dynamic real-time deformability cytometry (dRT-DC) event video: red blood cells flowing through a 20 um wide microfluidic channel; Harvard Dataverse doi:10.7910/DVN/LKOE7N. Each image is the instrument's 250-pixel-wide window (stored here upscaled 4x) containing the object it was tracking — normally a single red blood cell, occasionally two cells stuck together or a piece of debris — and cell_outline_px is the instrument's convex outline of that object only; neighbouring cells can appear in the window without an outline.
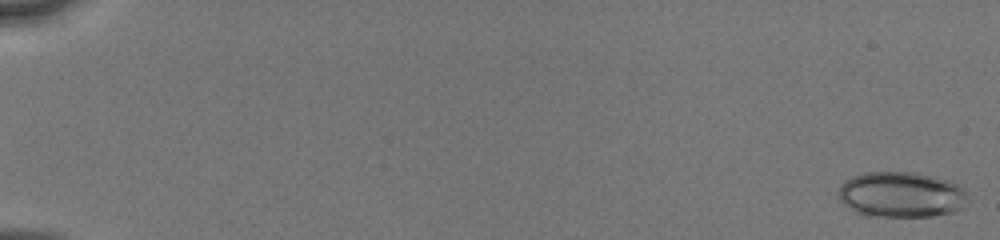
{"species": "human", "species_latin": "Homo sapiens", "temperature_condition": "cold", "stored_images_in_passage": 55, "camera_frame_rate_fps": 3000, "um_per_image_px": 0.085, "donor": {"sex": "male"}, "frame": {"image": 1, "passage_image": 1, "time_ms": 0.0, "image_size_px": [1000, 240], "cell_outline_px": [[968, 200], [964, 208], [952, 212], [932, 216], [860, 216], [844, 204], [836, 196], [840, 184], [844, 180], [852, 176], [864, 172], [916, 172], [936, 176], [960, 184], [964, 188]], "centroid_in_image_um": [76.59, 16.53], "position_along_channel_um": 8.4, "area_um2": 35.14}}
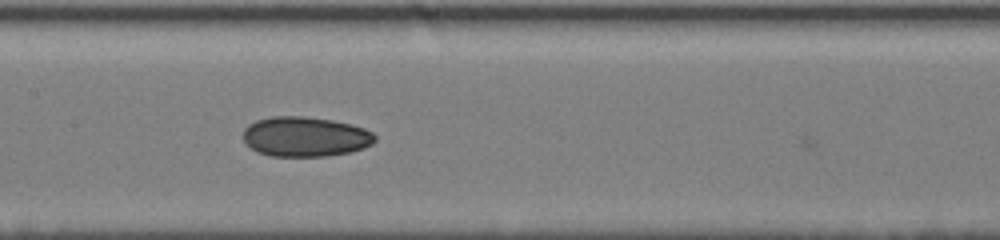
{"frame": {"image": 2, "passage_image": 22, "time_ms": 9.0, "image_size_px": [1000, 240], "cell_outline_px": [[376, 140], [372, 144], [364, 148], [352, 152], [328, 156], [272, 156], [256, 152], [244, 140], [244, 128], [248, 124], [256, 120], [272, 116], [304, 116], [332, 120], [352, 124], [364, 128], [372, 132], [376, 136]], "centroid_in_image_um": [25.97, 11.61], "position_along_channel_um": 181.4, "area_um2": 30.87}}
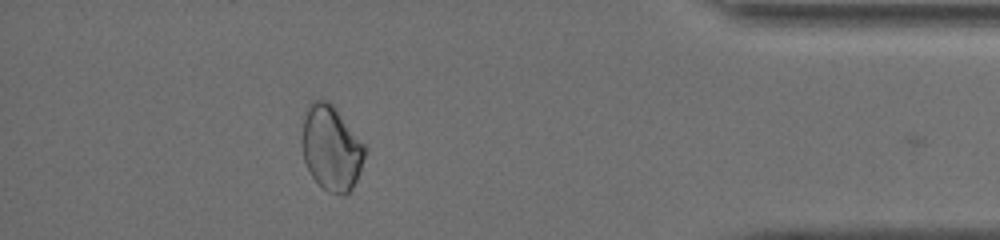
{"frame": {"image": 3, "passage_image": 46, "time_ms": 15.333, "image_size_px": [1000, 240], "cell_outline_px": [[368, 148], [360, 172], [352, 188], [344, 196], [340, 196], [328, 192], [312, 176], [304, 160], [300, 140], [304, 120], [308, 104], [312, 100], [328, 100], [332, 104]], "centroid_in_image_um": [28.16, 12.59], "position_along_channel_um": 407.0, "area_um2": 31.33}, "authors_computed_cell_mechanics": {"area_um2": 30.8652, "velocity_mm_per_s": 4.116, "shape_relaxation_time_tau1_ms": null, "shape_relaxation_time_tau2_ms": 4.5683, "deformation_change_tau1": null, "deformation_change_tau2": 0.084}}